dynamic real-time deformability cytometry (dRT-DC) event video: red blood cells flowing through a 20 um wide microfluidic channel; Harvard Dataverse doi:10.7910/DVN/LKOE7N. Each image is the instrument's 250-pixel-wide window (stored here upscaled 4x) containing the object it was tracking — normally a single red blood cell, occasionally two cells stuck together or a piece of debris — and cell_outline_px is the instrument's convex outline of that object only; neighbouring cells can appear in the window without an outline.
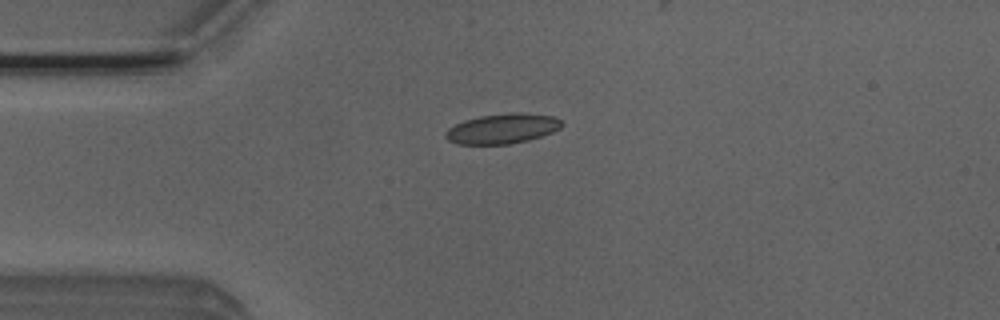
{"species": "Egyptian fruit bat (a non-hibernating species)", "species_latin": "Rousettus aegyptiacus", "temperature_condition": "room temperature", "stored_images_in_passage": 1, "camera_frame_rate_fps": 3000, "um_per_image_px": 0.085, "animal": {"sex": "male"}, "frame": {"image": 1, "passage_image": 1, "time_ms": 0.0, "image_size_px": [1000, 320], "cell_outline_px": [[564, 124], [560, 128], [552, 132], [528, 140], [508, 144], [456, 144], [448, 140], [444, 136], [444, 132], [448, 128], [464, 120], [480, 116], [512, 112], [520, 112], [552, 116], [560, 120]], "centroid_in_image_um": [42.68, 10.93], "position_along_channel_um": 42.3, "area_um2": 20.29}}